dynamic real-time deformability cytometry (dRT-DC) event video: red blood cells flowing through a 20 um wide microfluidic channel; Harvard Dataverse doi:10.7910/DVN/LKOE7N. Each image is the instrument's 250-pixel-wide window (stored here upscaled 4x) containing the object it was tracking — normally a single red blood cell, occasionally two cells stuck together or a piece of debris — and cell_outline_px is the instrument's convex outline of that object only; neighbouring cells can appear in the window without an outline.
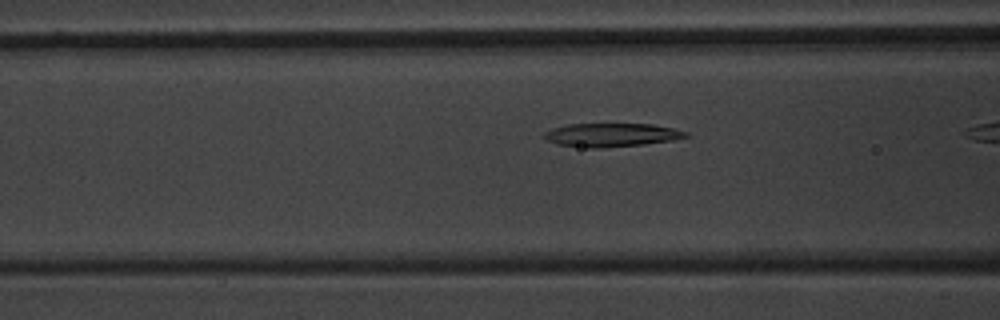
{"species": "common noctule bat (a hibernating species)", "species_latin": "Nyctalus noctula", "temperature_condition": "warm", "stored_images_in_passage": 15, "camera_frame_rate_fps": 3000, "um_per_image_px": 0.085, "animal": {"sex": "male", "body_mass_g": 20.1, "forearm_length_mm": 53.5}, "frame": {"image": 1, "passage_image": 13, "time_ms": 4.0, "image_size_px": [1000, 320], "cell_outline_px": [[688, 136], [672, 140], [644, 144], [600, 148], [588, 148], [556, 144], [548, 140], [544, 136], [544, 132], [552, 128], [568, 124], [652, 124], [672, 128], [688, 132]], "centroid_in_image_um": [51.95, 11.47], "position_along_channel_um": 114.6, "area_um2": 19.31}}